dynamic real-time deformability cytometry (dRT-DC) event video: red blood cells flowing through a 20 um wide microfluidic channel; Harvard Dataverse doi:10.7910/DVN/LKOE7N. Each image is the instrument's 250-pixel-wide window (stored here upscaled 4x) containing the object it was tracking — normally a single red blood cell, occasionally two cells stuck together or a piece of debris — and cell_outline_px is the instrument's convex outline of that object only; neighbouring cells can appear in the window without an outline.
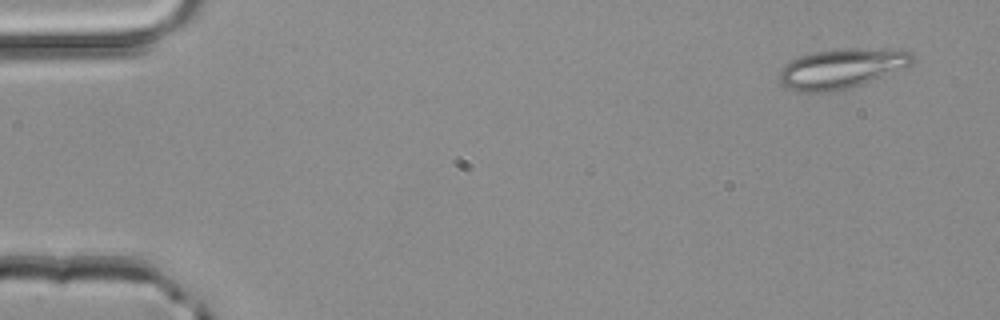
{"species": "common noctule bat (a hibernating species)", "species_latin": "Nyctalus noctula", "temperature_condition": "room temperature", "stored_images_in_passage": 4, "camera_frame_rate_fps": 3000, "um_per_image_px": 0.085, "animal": {"sex": "male", "body_mass_g": 20.4}, "frame": {"image": 1, "passage_image": 1, "time_ms": 0.0, "image_size_px": [1000, 320], "cell_outline_px": [[916, 60], [908, 68], [848, 88], [824, 92], [804, 92], [788, 88], [780, 80], [780, 68], [784, 64], [800, 56], [816, 52], [844, 48], [856, 48], [912, 52], [916, 56]], "centroid_in_image_um": [71.57, 5.82], "position_along_channel_um": 13.4, "area_um2": 30.52}}